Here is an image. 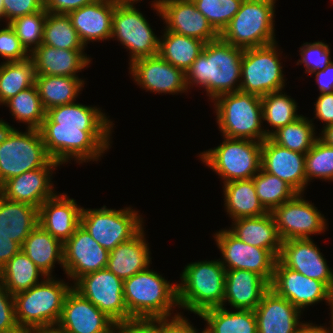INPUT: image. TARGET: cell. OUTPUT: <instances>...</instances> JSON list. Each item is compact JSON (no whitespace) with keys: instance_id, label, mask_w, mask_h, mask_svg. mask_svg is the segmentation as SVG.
Returning a JSON list of instances; mask_svg holds the SVG:
<instances>
[{"instance_id":"cell-1","label":"cell","mask_w":333,"mask_h":333,"mask_svg":"<svg viewBox=\"0 0 333 333\" xmlns=\"http://www.w3.org/2000/svg\"><path fill=\"white\" fill-rule=\"evenodd\" d=\"M102 111L78 102L47 110L39 131L51 159L60 165L100 160L111 148L115 125Z\"/></svg>"},{"instance_id":"cell-2","label":"cell","mask_w":333,"mask_h":333,"mask_svg":"<svg viewBox=\"0 0 333 333\" xmlns=\"http://www.w3.org/2000/svg\"><path fill=\"white\" fill-rule=\"evenodd\" d=\"M243 51L220 37L205 43L201 54L185 72L188 91L193 87L204 88L211 102L222 94L240 91Z\"/></svg>"},{"instance_id":"cell-3","label":"cell","mask_w":333,"mask_h":333,"mask_svg":"<svg viewBox=\"0 0 333 333\" xmlns=\"http://www.w3.org/2000/svg\"><path fill=\"white\" fill-rule=\"evenodd\" d=\"M182 271L177 283L178 309L199 316L223 305L226 269L219 259L191 262Z\"/></svg>"},{"instance_id":"cell-4","label":"cell","mask_w":333,"mask_h":333,"mask_svg":"<svg viewBox=\"0 0 333 333\" xmlns=\"http://www.w3.org/2000/svg\"><path fill=\"white\" fill-rule=\"evenodd\" d=\"M59 166L48 155L39 129L22 132L0 119V185L26 171Z\"/></svg>"},{"instance_id":"cell-5","label":"cell","mask_w":333,"mask_h":333,"mask_svg":"<svg viewBox=\"0 0 333 333\" xmlns=\"http://www.w3.org/2000/svg\"><path fill=\"white\" fill-rule=\"evenodd\" d=\"M123 295L132 318L153 319L177 315L173 313L179 307L177 284L170 283L152 269L147 268L125 279Z\"/></svg>"},{"instance_id":"cell-6","label":"cell","mask_w":333,"mask_h":333,"mask_svg":"<svg viewBox=\"0 0 333 333\" xmlns=\"http://www.w3.org/2000/svg\"><path fill=\"white\" fill-rule=\"evenodd\" d=\"M46 276L37 285L15 294V317L21 331L56 326L67 293L73 284Z\"/></svg>"},{"instance_id":"cell-7","label":"cell","mask_w":333,"mask_h":333,"mask_svg":"<svg viewBox=\"0 0 333 333\" xmlns=\"http://www.w3.org/2000/svg\"><path fill=\"white\" fill-rule=\"evenodd\" d=\"M212 103L221 136L257 142H263L268 138L262 125L260 96L238 91L222 94Z\"/></svg>"},{"instance_id":"cell-8","label":"cell","mask_w":333,"mask_h":333,"mask_svg":"<svg viewBox=\"0 0 333 333\" xmlns=\"http://www.w3.org/2000/svg\"><path fill=\"white\" fill-rule=\"evenodd\" d=\"M276 0H243L240 9L219 37L242 49L273 44Z\"/></svg>"},{"instance_id":"cell-9","label":"cell","mask_w":333,"mask_h":333,"mask_svg":"<svg viewBox=\"0 0 333 333\" xmlns=\"http://www.w3.org/2000/svg\"><path fill=\"white\" fill-rule=\"evenodd\" d=\"M213 149L198 155L204 165L227 182L253 178L261 168L262 142L250 139L227 138Z\"/></svg>"},{"instance_id":"cell-10","label":"cell","mask_w":333,"mask_h":333,"mask_svg":"<svg viewBox=\"0 0 333 333\" xmlns=\"http://www.w3.org/2000/svg\"><path fill=\"white\" fill-rule=\"evenodd\" d=\"M133 207L124 209L82 207L80 225L108 252L134 237L143 228L142 215Z\"/></svg>"},{"instance_id":"cell-11","label":"cell","mask_w":333,"mask_h":333,"mask_svg":"<svg viewBox=\"0 0 333 333\" xmlns=\"http://www.w3.org/2000/svg\"><path fill=\"white\" fill-rule=\"evenodd\" d=\"M277 44L275 42L267 46L244 49L241 64V92L262 97L284 90L287 80L284 79L283 66L280 62L282 52Z\"/></svg>"},{"instance_id":"cell-12","label":"cell","mask_w":333,"mask_h":333,"mask_svg":"<svg viewBox=\"0 0 333 333\" xmlns=\"http://www.w3.org/2000/svg\"><path fill=\"white\" fill-rule=\"evenodd\" d=\"M135 4L118 1L112 17L111 39H117L126 51L129 50V64L158 55L159 50L160 38Z\"/></svg>"},{"instance_id":"cell-13","label":"cell","mask_w":333,"mask_h":333,"mask_svg":"<svg viewBox=\"0 0 333 333\" xmlns=\"http://www.w3.org/2000/svg\"><path fill=\"white\" fill-rule=\"evenodd\" d=\"M281 241L291 239H311L327 229V219L314 203L304 198V193H297L272 212Z\"/></svg>"},{"instance_id":"cell-14","label":"cell","mask_w":333,"mask_h":333,"mask_svg":"<svg viewBox=\"0 0 333 333\" xmlns=\"http://www.w3.org/2000/svg\"><path fill=\"white\" fill-rule=\"evenodd\" d=\"M123 284L124 280L103 268L80 277L73 288L117 324L133 319L124 301Z\"/></svg>"},{"instance_id":"cell-15","label":"cell","mask_w":333,"mask_h":333,"mask_svg":"<svg viewBox=\"0 0 333 333\" xmlns=\"http://www.w3.org/2000/svg\"><path fill=\"white\" fill-rule=\"evenodd\" d=\"M213 237L226 270H248L271 283L278 258L270 250L242 242L228 228L216 231Z\"/></svg>"},{"instance_id":"cell-16","label":"cell","mask_w":333,"mask_h":333,"mask_svg":"<svg viewBox=\"0 0 333 333\" xmlns=\"http://www.w3.org/2000/svg\"><path fill=\"white\" fill-rule=\"evenodd\" d=\"M151 5L168 31L194 37L205 43L219 38V33L192 0H153Z\"/></svg>"},{"instance_id":"cell-17","label":"cell","mask_w":333,"mask_h":333,"mask_svg":"<svg viewBox=\"0 0 333 333\" xmlns=\"http://www.w3.org/2000/svg\"><path fill=\"white\" fill-rule=\"evenodd\" d=\"M270 288L301 312L306 307L321 301H325L328 305L332 296V291L323 282L285 267L278 259L275 263Z\"/></svg>"},{"instance_id":"cell-18","label":"cell","mask_w":333,"mask_h":333,"mask_svg":"<svg viewBox=\"0 0 333 333\" xmlns=\"http://www.w3.org/2000/svg\"><path fill=\"white\" fill-rule=\"evenodd\" d=\"M109 252L79 225L63 244V271L74 284L80 277L106 268Z\"/></svg>"},{"instance_id":"cell-19","label":"cell","mask_w":333,"mask_h":333,"mask_svg":"<svg viewBox=\"0 0 333 333\" xmlns=\"http://www.w3.org/2000/svg\"><path fill=\"white\" fill-rule=\"evenodd\" d=\"M128 69L133 81L146 92L165 95L188 92L185 73L159 55L137 59Z\"/></svg>"},{"instance_id":"cell-20","label":"cell","mask_w":333,"mask_h":333,"mask_svg":"<svg viewBox=\"0 0 333 333\" xmlns=\"http://www.w3.org/2000/svg\"><path fill=\"white\" fill-rule=\"evenodd\" d=\"M56 326L65 333H115L116 323L72 287Z\"/></svg>"},{"instance_id":"cell-21","label":"cell","mask_w":333,"mask_h":333,"mask_svg":"<svg viewBox=\"0 0 333 333\" xmlns=\"http://www.w3.org/2000/svg\"><path fill=\"white\" fill-rule=\"evenodd\" d=\"M312 239H291L281 243L278 260L296 272L323 282L333 292V269Z\"/></svg>"},{"instance_id":"cell-22","label":"cell","mask_w":333,"mask_h":333,"mask_svg":"<svg viewBox=\"0 0 333 333\" xmlns=\"http://www.w3.org/2000/svg\"><path fill=\"white\" fill-rule=\"evenodd\" d=\"M261 168L288 183L297 193H304L308 186L305 154L282 147L270 137L262 142Z\"/></svg>"},{"instance_id":"cell-23","label":"cell","mask_w":333,"mask_h":333,"mask_svg":"<svg viewBox=\"0 0 333 333\" xmlns=\"http://www.w3.org/2000/svg\"><path fill=\"white\" fill-rule=\"evenodd\" d=\"M56 167H42L26 171L6 180L0 185V194L4 198L33 205L37 208L57 193L52 182Z\"/></svg>"},{"instance_id":"cell-24","label":"cell","mask_w":333,"mask_h":333,"mask_svg":"<svg viewBox=\"0 0 333 333\" xmlns=\"http://www.w3.org/2000/svg\"><path fill=\"white\" fill-rule=\"evenodd\" d=\"M82 207L66 193H58L39 207L38 224L63 244L80 225Z\"/></svg>"},{"instance_id":"cell-25","label":"cell","mask_w":333,"mask_h":333,"mask_svg":"<svg viewBox=\"0 0 333 333\" xmlns=\"http://www.w3.org/2000/svg\"><path fill=\"white\" fill-rule=\"evenodd\" d=\"M254 313L257 333H295L303 323L300 321L303 312L271 288L263 295Z\"/></svg>"},{"instance_id":"cell-26","label":"cell","mask_w":333,"mask_h":333,"mask_svg":"<svg viewBox=\"0 0 333 333\" xmlns=\"http://www.w3.org/2000/svg\"><path fill=\"white\" fill-rule=\"evenodd\" d=\"M118 0H97L68 14L85 47L111 39L112 17Z\"/></svg>"},{"instance_id":"cell-27","label":"cell","mask_w":333,"mask_h":333,"mask_svg":"<svg viewBox=\"0 0 333 333\" xmlns=\"http://www.w3.org/2000/svg\"><path fill=\"white\" fill-rule=\"evenodd\" d=\"M269 289L270 283L254 272L226 270L222 307L229 304L233 309L254 311Z\"/></svg>"},{"instance_id":"cell-28","label":"cell","mask_w":333,"mask_h":333,"mask_svg":"<svg viewBox=\"0 0 333 333\" xmlns=\"http://www.w3.org/2000/svg\"><path fill=\"white\" fill-rule=\"evenodd\" d=\"M85 50H67L41 44L31 54L35 64L36 75H54L79 77L91 63V58Z\"/></svg>"},{"instance_id":"cell-29","label":"cell","mask_w":333,"mask_h":333,"mask_svg":"<svg viewBox=\"0 0 333 333\" xmlns=\"http://www.w3.org/2000/svg\"><path fill=\"white\" fill-rule=\"evenodd\" d=\"M144 227L130 240L119 244L109 252L106 268L125 280L150 268L151 251L145 238Z\"/></svg>"},{"instance_id":"cell-30","label":"cell","mask_w":333,"mask_h":333,"mask_svg":"<svg viewBox=\"0 0 333 333\" xmlns=\"http://www.w3.org/2000/svg\"><path fill=\"white\" fill-rule=\"evenodd\" d=\"M228 230L242 242L268 249L278 258L282 241L271 212L263 216L235 219Z\"/></svg>"},{"instance_id":"cell-31","label":"cell","mask_w":333,"mask_h":333,"mask_svg":"<svg viewBox=\"0 0 333 333\" xmlns=\"http://www.w3.org/2000/svg\"><path fill=\"white\" fill-rule=\"evenodd\" d=\"M39 208L0 195V232L21 246L38 225Z\"/></svg>"},{"instance_id":"cell-32","label":"cell","mask_w":333,"mask_h":333,"mask_svg":"<svg viewBox=\"0 0 333 333\" xmlns=\"http://www.w3.org/2000/svg\"><path fill=\"white\" fill-rule=\"evenodd\" d=\"M21 250L46 276H52L56 262L63 268V243L39 224L24 240Z\"/></svg>"},{"instance_id":"cell-33","label":"cell","mask_w":333,"mask_h":333,"mask_svg":"<svg viewBox=\"0 0 333 333\" xmlns=\"http://www.w3.org/2000/svg\"><path fill=\"white\" fill-rule=\"evenodd\" d=\"M223 194L225 211L232 221L268 213L256 194L253 178L223 184Z\"/></svg>"},{"instance_id":"cell-34","label":"cell","mask_w":333,"mask_h":333,"mask_svg":"<svg viewBox=\"0 0 333 333\" xmlns=\"http://www.w3.org/2000/svg\"><path fill=\"white\" fill-rule=\"evenodd\" d=\"M37 87L42 105L47 111L51 108L76 101L82 91L85 80L79 77L36 75Z\"/></svg>"},{"instance_id":"cell-35","label":"cell","mask_w":333,"mask_h":333,"mask_svg":"<svg viewBox=\"0 0 333 333\" xmlns=\"http://www.w3.org/2000/svg\"><path fill=\"white\" fill-rule=\"evenodd\" d=\"M206 323L204 333H257V321L253 310L226 307L211 308L199 315Z\"/></svg>"},{"instance_id":"cell-36","label":"cell","mask_w":333,"mask_h":333,"mask_svg":"<svg viewBox=\"0 0 333 333\" xmlns=\"http://www.w3.org/2000/svg\"><path fill=\"white\" fill-rule=\"evenodd\" d=\"M159 40L158 55L184 73L201 54L205 42L164 29Z\"/></svg>"},{"instance_id":"cell-37","label":"cell","mask_w":333,"mask_h":333,"mask_svg":"<svg viewBox=\"0 0 333 333\" xmlns=\"http://www.w3.org/2000/svg\"><path fill=\"white\" fill-rule=\"evenodd\" d=\"M6 289L14 296L37 285L46 275L21 250L0 270ZM41 277V278H40Z\"/></svg>"},{"instance_id":"cell-38","label":"cell","mask_w":333,"mask_h":333,"mask_svg":"<svg viewBox=\"0 0 333 333\" xmlns=\"http://www.w3.org/2000/svg\"><path fill=\"white\" fill-rule=\"evenodd\" d=\"M35 64L31 57L23 61L0 63V105L35 85Z\"/></svg>"},{"instance_id":"cell-39","label":"cell","mask_w":333,"mask_h":333,"mask_svg":"<svg viewBox=\"0 0 333 333\" xmlns=\"http://www.w3.org/2000/svg\"><path fill=\"white\" fill-rule=\"evenodd\" d=\"M261 102L263 122L265 121L269 127L273 128L272 130L264 129L268 138L279 128L291 124L302 116L297 113L298 103L282 90L262 96Z\"/></svg>"},{"instance_id":"cell-40","label":"cell","mask_w":333,"mask_h":333,"mask_svg":"<svg viewBox=\"0 0 333 333\" xmlns=\"http://www.w3.org/2000/svg\"><path fill=\"white\" fill-rule=\"evenodd\" d=\"M313 119L302 115L291 124L274 132L270 138L278 145L289 150L306 154L319 136H316Z\"/></svg>"},{"instance_id":"cell-41","label":"cell","mask_w":333,"mask_h":333,"mask_svg":"<svg viewBox=\"0 0 333 333\" xmlns=\"http://www.w3.org/2000/svg\"><path fill=\"white\" fill-rule=\"evenodd\" d=\"M42 44L67 50H85L71 19L66 14L48 13L44 25Z\"/></svg>"},{"instance_id":"cell-42","label":"cell","mask_w":333,"mask_h":333,"mask_svg":"<svg viewBox=\"0 0 333 333\" xmlns=\"http://www.w3.org/2000/svg\"><path fill=\"white\" fill-rule=\"evenodd\" d=\"M18 122L25 123L27 128L39 129L46 117L36 85L19 92L4 104Z\"/></svg>"},{"instance_id":"cell-43","label":"cell","mask_w":333,"mask_h":333,"mask_svg":"<svg viewBox=\"0 0 333 333\" xmlns=\"http://www.w3.org/2000/svg\"><path fill=\"white\" fill-rule=\"evenodd\" d=\"M253 182L256 194L268 212H272L297 194L288 183L275 175L265 172L262 168L253 177Z\"/></svg>"},{"instance_id":"cell-44","label":"cell","mask_w":333,"mask_h":333,"mask_svg":"<svg viewBox=\"0 0 333 333\" xmlns=\"http://www.w3.org/2000/svg\"><path fill=\"white\" fill-rule=\"evenodd\" d=\"M305 174L308 184L318 178L333 181V146L318 137L305 154Z\"/></svg>"},{"instance_id":"cell-45","label":"cell","mask_w":333,"mask_h":333,"mask_svg":"<svg viewBox=\"0 0 333 333\" xmlns=\"http://www.w3.org/2000/svg\"><path fill=\"white\" fill-rule=\"evenodd\" d=\"M46 16L47 11L43 8L41 11L18 17L9 23L29 54L42 44Z\"/></svg>"},{"instance_id":"cell-46","label":"cell","mask_w":333,"mask_h":333,"mask_svg":"<svg viewBox=\"0 0 333 333\" xmlns=\"http://www.w3.org/2000/svg\"><path fill=\"white\" fill-rule=\"evenodd\" d=\"M220 34L240 9L243 0H192Z\"/></svg>"},{"instance_id":"cell-47","label":"cell","mask_w":333,"mask_h":333,"mask_svg":"<svg viewBox=\"0 0 333 333\" xmlns=\"http://www.w3.org/2000/svg\"><path fill=\"white\" fill-rule=\"evenodd\" d=\"M300 47L301 58L296 63L304 64L305 73L312 76L315 71L326 69L331 62L330 47L322 41L306 42Z\"/></svg>"},{"instance_id":"cell-48","label":"cell","mask_w":333,"mask_h":333,"mask_svg":"<svg viewBox=\"0 0 333 333\" xmlns=\"http://www.w3.org/2000/svg\"><path fill=\"white\" fill-rule=\"evenodd\" d=\"M0 57L5 59L4 62L23 61L30 57L9 24L0 29Z\"/></svg>"},{"instance_id":"cell-49","label":"cell","mask_w":333,"mask_h":333,"mask_svg":"<svg viewBox=\"0 0 333 333\" xmlns=\"http://www.w3.org/2000/svg\"><path fill=\"white\" fill-rule=\"evenodd\" d=\"M44 0H3L2 17L6 24L18 17L41 11Z\"/></svg>"},{"instance_id":"cell-50","label":"cell","mask_w":333,"mask_h":333,"mask_svg":"<svg viewBox=\"0 0 333 333\" xmlns=\"http://www.w3.org/2000/svg\"><path fill=\"white\" fill-rule=\"evenodd\" d=\"M177 312V315L171 317L157 318V333H204L198 332L187 317ZM171 318V319H170Z\"/></svg>"},{"instance_id":"cell-51","label":"cell","mask_w":333,"mask_h":333,"mask_svg":"<svg viewBox=\"0 0 333 333\" xmlns=\"http://www.w3.org/2000/svg\"><path fill=\"white\" fill-rule=\"evenodd\" d=\"M115 333H157V318H133L117 323Z\"/></svg>"},{"instance_id":"cell-52","label":"cell","mask_w":333,"mask_h":333,"mask_svg":"<svg viewBox=\"0 0 333 333\" xmlns=\"http://www.w3.org/2000/svg\"><path fill=\"white\" fill-rule=\"evenodd\" d=\"M314 105L313 119L316 118L325 123L321 129L333 124V92L319 94Z\"/></svg>"},{"instance_id":"cell-53","label":"cell","mask_w":333,"mask_h":333,"mask_svg":"<svg viewBox=\"0 0 333 333\" xmlns=\"http://www.w3.org/2000/svg\"><path fill=\"white\" fill-rule=\"evenodd\" d=\"M97 0H44V9L48 13L66 14Z\"/></svg>"},{"instance_id":"cell-54","label":"cell","mask_w":333,"mask_h":333,"mask_svg":"<svg viewBox=\"0 0 333 333\" xmlns=\"http://www.w3.org/2000/svg\"><path fill=\"white\" fill-rule=\"evenodd\" d=\"M0 333H23L15 317V304L0 305Z\"/></svg>"},{"instance_id":"cell-55","label":"cell","mask_w":333,"mask_h":333,"mask_svg":"<svg viewBox=\"0 0 333 333\" xmlns=\"http://www.w3.org/2000/svg\"><path fill=\"white\" fill-rule=\"evenodd\" d=\"M21 251V245L0 232V270L17 253Z\"/></svg>"},{"instance_id":"cell-56","label":"cell","mask_w":333,"mask_h":333,"mask_svg":"<svg viewBox=\"0 0 333 333\" xmlns=\"http://www.w3.org/2000/svg\"><path fill=\"white\" fill-rule=\"evenodd\" d=\"M315 82H317L319 94L333 92V62L322 71H315Z\"/></svg>"},{"instance_id":"cell-57","label":"cell","mask_w":333,"mask_h":333,"mask_svg":"<svg viewBox=\"0 0 333 333\" xmlns=\"http://www.w3.org/2000/svg\"><path fill=\"white\" fill-rule=\"evenodd\" d=\"M295 333H330L329 328L326 326L315 325V323L305 322L302 323L295 331Z\"/></svg>"},{"instance_id":"cell-58","label":"cell","mask_w":333,"mask_h":333,"mask_svg":"<svg viewBox=\"0 0 333 333\" xmlns=\"http://www.w3.org/2000/svg\"><path fill=\"white\" fill-rule=\"evenodd\" d=\"M1 304H14L13 295L6 289L1 275H0V305Z\"/></svg>"},{"instance_id":"cell-59","label":"cell","mask_w":333,"mask_h":333,"mask_svg":"<svg viewBox=\"0 0 333 333\" xmlns=\"http://www.w3.org/2000/svg\"><path fill=\"white\" fill-rule=\"evenodd\" d=\"M319 138L329 146H333V124L323 128L319 133Z\"/></svg>"},{"instance_id":"cell-60","label":"cell","mask_w":333,"mask_h":333,"mask_svg":"<svg viewBox=\"0 0 333 333\" xmlns=\"http://www.w3.org/2000/svg\"><path fill=\"white\" fill-rule=\"evenodd\" d=\"M25 333H65V332L59 329L57 326H51V327L34 328L26 331Z\"/></svg>"},{"instance_id":"cell-61","label":"cell","mask_w":333,"mask_h":333,"mask_svg":"<svg viewBox=\"0 0 333 333\" xmlns=\"http://www.w3.org/2000/svg\"><path fill=\"white\" fill-rule=\"evenodd\" d=\"M328 306H330V313H331V317H330V327L329 328V332L330 333H333V292H332V296H331V299H330V303L328 304Z\"/></svg>"},{"instance_id":"cell-62","label":"cell","mask_w":333,"mask_h":333,"mask_svg":"<svg viewBox=\"0 0 333 333\" xmlns=\"http://www.w3.org/2000/svg\"><path fill=\"white\" fill-rule=\"evenodd\" d=\"M120 2H124V3H138L140 2L141 0H118Z\"/></svg>"},{"instance_id":"cell-63","label":"cell","mask_w":333,"mask_h":333,"mask_svg":"<svg viewBox=\"0 0 333 333\" xmlns=\"http://www.w3.org/2000/svg\"><path fill=\"white\" fill-rule=\"evenodd\" d=\"M3 13V0H0V15Z\"/></svg>"}]
</instances>
